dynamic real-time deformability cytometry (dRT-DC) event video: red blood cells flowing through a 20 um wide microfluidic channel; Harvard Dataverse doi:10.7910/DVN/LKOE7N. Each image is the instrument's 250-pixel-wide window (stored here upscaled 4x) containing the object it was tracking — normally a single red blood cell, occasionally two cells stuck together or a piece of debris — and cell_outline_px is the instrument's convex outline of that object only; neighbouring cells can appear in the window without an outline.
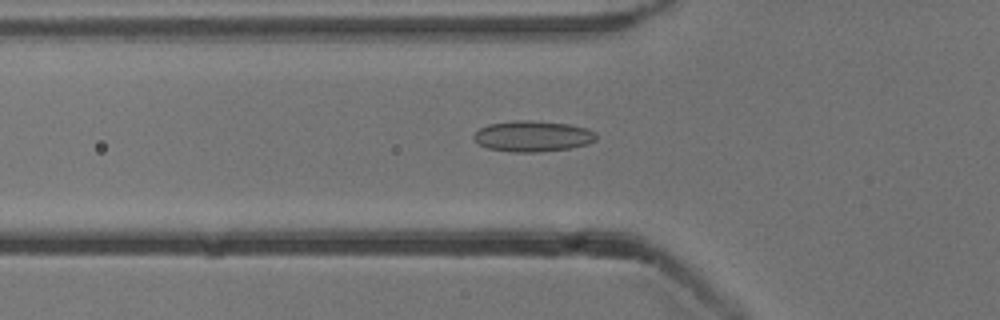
{"species": "common noctule bat (a hibernating species)", "species_latin": "Nyctalus noctula", "temperature_condition": "cold", "stored_images_in_passage": 53, "camera_frame_rate_fps": 3000, "um_per_image_px": 0.085, "animal": {"sex": "male", "body_mass_g": 13.3}, "frame": {"image": 1, "passage_image": 18, "time_ms": 5.667, "image_size_px": [1000, 320], "cell_outline_px": [[596, 140], [588, 144], [568, 148], [540, 152], [512, 152], [488, 148], [480, 144], [472, 136], [480, 128], [488, 124], [512, 120], [532, 120], [568, 124], [588, 128], [596, 132]], "centroid_in_image_um": [45.3, 11.57], "position_along_channel_um": 80.5, "area_um2": 22.08}}
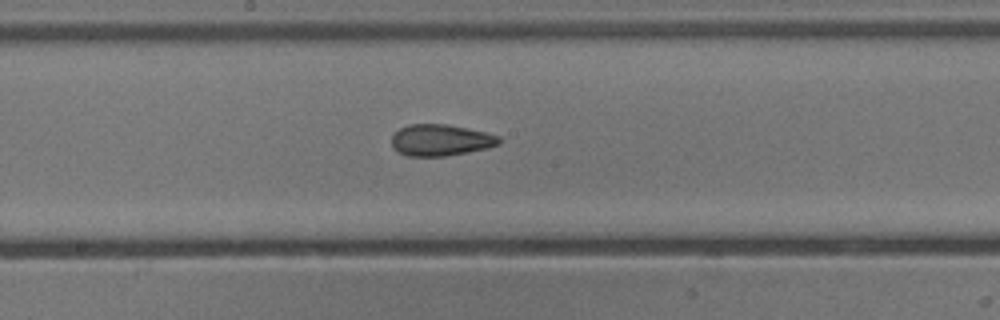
{"frame": {"image": 2, "passage_image": 28, "time_ms": 9.0, "image_size_px": [1000, 320], "cell_outline_px": [[500, 144], [488, 148], [468, 152], [444, 156], [408, 156], [396, 152], [392, 148], [392, 136], [400, 128], [408, 124], [448, 124], [468, 128], [500, 136]], "centroid_in_image_um": [37.44, 11.91], "position_along_channel_um": 210.8, "area_um2": 19.83}}
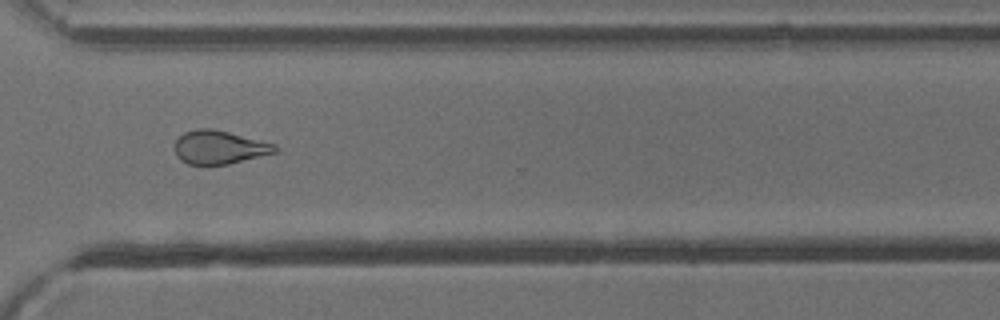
{"frame": {"image": 3, "passage_image": 39, "time_ms": 12.667, "image_size_px": [1000, 320], "cell_outline_px": [[280, 148], [276, 152], [228, 164], [188, 164], [180, 160], [176, 156], [176, 140], [184, 132], [196, 128], [212, 128], [276, 144]], "centroid_in_image_um": [18.64, 12.51], "position_along_channel_um": 352.0, "area_um2": 19.42}, "authors_computed_cell_mechanics": {"area_um2": 20.3456, "velocity_mm_per_s": 3.8649, "shape_relaxation_time_tau1_ms": null, "shape_relaxation_time_tau2_ms": 4.3602, "deformation_change_tau1": null, "deformation_change_tau2": 0.1154}}